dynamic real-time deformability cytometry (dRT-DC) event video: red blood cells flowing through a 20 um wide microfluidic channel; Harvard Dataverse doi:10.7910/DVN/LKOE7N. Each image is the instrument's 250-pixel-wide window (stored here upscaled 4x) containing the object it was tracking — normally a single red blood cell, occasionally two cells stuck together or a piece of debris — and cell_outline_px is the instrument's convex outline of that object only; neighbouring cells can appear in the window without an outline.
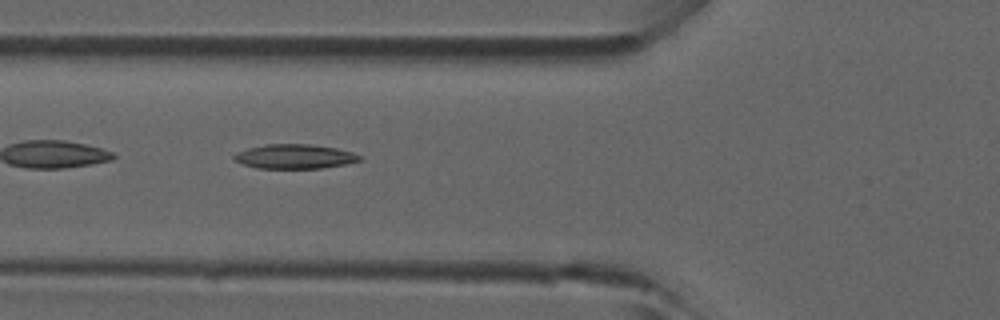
{"species": "common noctule bat (a hibernating species)", "species_latin": "Nyctalus noctula", "temperature_condition": "room temperature", "stored_images_in_passage": 3, "camera_frame_rate_fps": 3000, "um_per_image_px": 0.085, "animal": {"sex": "male", "forearm_length_mm": 52.5}, "frame": {"image": 1, "passage_image": 2, "time_ms": 0.333, "image_size_px": [1000, 320], "cell_outline_px": [[360, 160], [344, 164], [324, 168], [256, 168], [244, 164], [236, 160], [232, 156], [236, 152], [248, 148], [264, 144], [312, 144], [336, 148], [352, 152], [360, 156]], "centroid_in_image_um": [25.02, 13.29], "position_along_channel_um": 100.8, "area_um2": 17.74}}
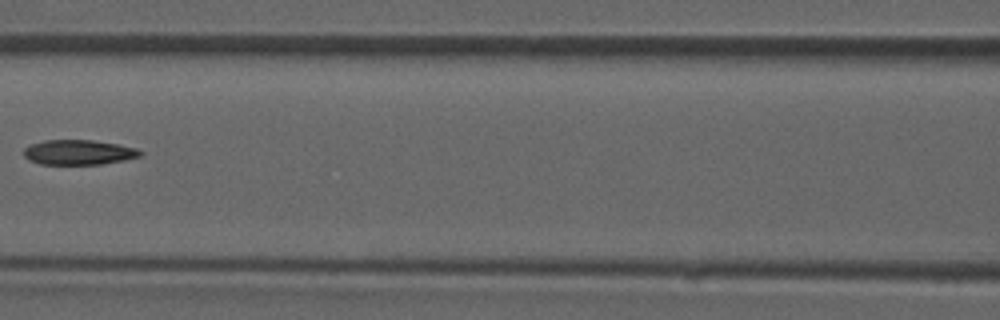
{"frame": {"image": 2, "passage_image": 3, "time_ms": 0.667, "image_size_px": [1000, 320], "cell_outline_px": [[144, 152], [140, 156], [124, 160], [100, 164], [40, 164], [28, 160], [24, 156], [24, 148], [32, 144], [44, 140], [92, 140], [116, 144], [136, 148]], "centroid_in_image_um": [6.67, 12.95], "position_along_channel_um": 159.9, "area_um2": 16.82}}